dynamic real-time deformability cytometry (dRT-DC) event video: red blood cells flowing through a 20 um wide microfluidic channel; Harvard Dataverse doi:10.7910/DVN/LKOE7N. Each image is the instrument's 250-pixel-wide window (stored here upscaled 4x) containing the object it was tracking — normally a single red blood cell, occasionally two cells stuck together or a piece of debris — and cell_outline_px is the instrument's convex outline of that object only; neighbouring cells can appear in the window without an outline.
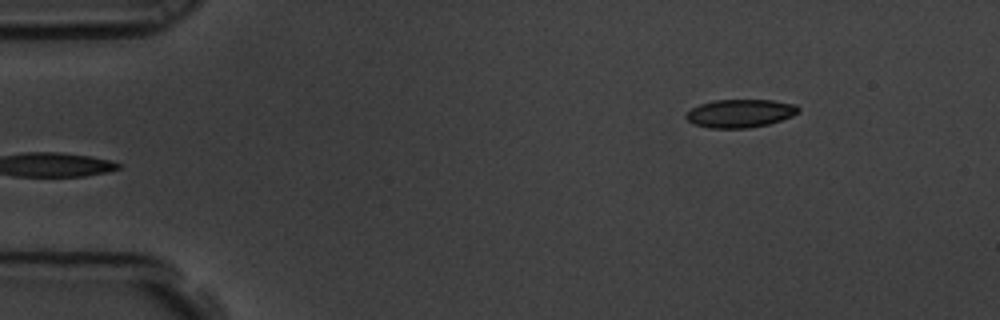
{"species": "common noctule bat (a hibernating species)", "species_latin": "Nyctalus noctula", "temperature_condition": "room temperature", "stored_images_in_passage": 6, "segment_of_instrument_passage": [2, 2], "camera_frame_rate_fps": 3000, "um_per_image_px": 0.085, "animal": {"sex": "male", "body_mass_g": 19.5, "forearm_length_mm": 54.6}, "frame": {"image": 1, "passage_image": 6, "time_ms": 1.667, "image_size_px": [1000, 320], "cell_outline_px": [[800, 112], [792, 116], [768, 124], [748, 128], [708, 128], [692, 124], [684, 116], [692, 108], [700, 104], [712, 100], [772, 100], [796, 104], [800, 108]], "centroid_in_image_um": [62.91, 9.63], "position_along_channel_um": 22.1, "area_um2": 18.55}}